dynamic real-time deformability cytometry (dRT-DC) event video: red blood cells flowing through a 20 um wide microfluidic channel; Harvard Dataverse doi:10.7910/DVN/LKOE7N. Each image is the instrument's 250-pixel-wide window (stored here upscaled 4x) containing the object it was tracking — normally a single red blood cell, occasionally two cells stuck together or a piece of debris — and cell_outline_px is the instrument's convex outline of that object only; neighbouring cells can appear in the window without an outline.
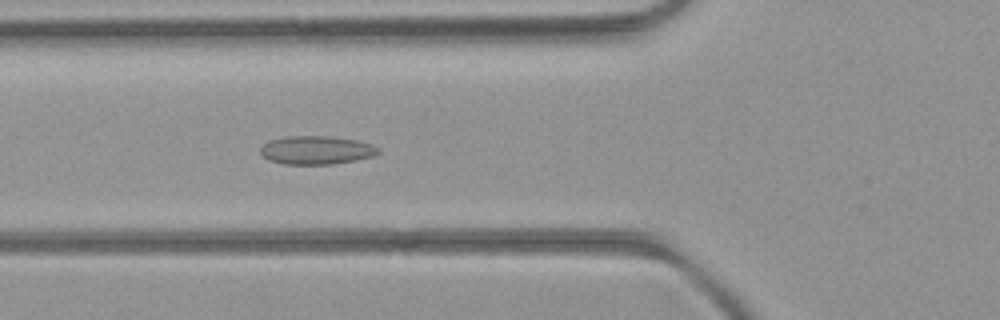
{"species": "common noctule bat (a hibernating species)", "species_latin": "Nyctalus noctula", "temperature_condition": "room temperature", "stored_images_in_passage": 20, "camera_frame_rate_fps": 3000, "um_per_image_px": 0.085, "animal": {"sex": "female", "body_mass_g": 21.9}, "frame": {"image": 1, "passage_image": 7, "time_ms": 2.0, "image_size_px": [1000, 320], "cell_outline_px": [[380, 152], [372, 156], [356, 160], [332, 164], [284, 164], [268, 160], [260, 156], [260, 148], [268, 140], [288, 136], [328, 136], [356, 140], [372, 144], [380, 148]], "centroid_in_image_um": [26.86, 12.76], "position_along_channel_um": 98.9, "area_um2": 19.65}}
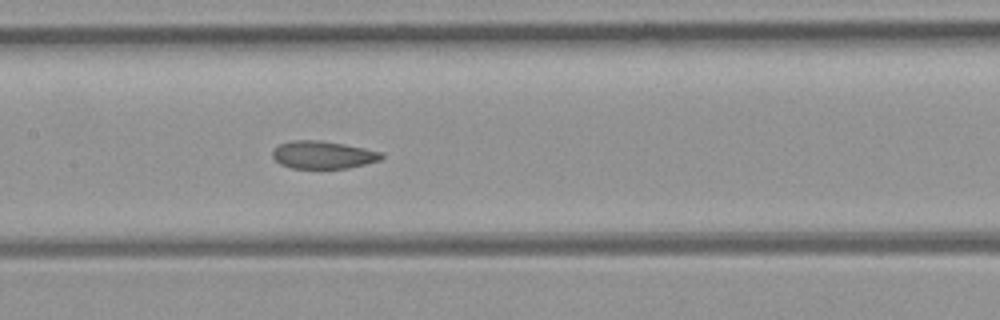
{"frame": {"image": 2, "passage_image": 13, "time_ms": 4.0, "image_size_px": [1000, 320], "cell_outline_px": [[384, 156], [380, 160], [348, 168], [292, 168], [280, 164], [272, 156], [272, 152], [280, 144], [292, 140], [320, 140], [344, 144], [364, 148], [380, 152]], "centroid_in_image_um": [27.44, 13.16], "position_along_channel_um": 180.0, "area_um2": 17.4}}
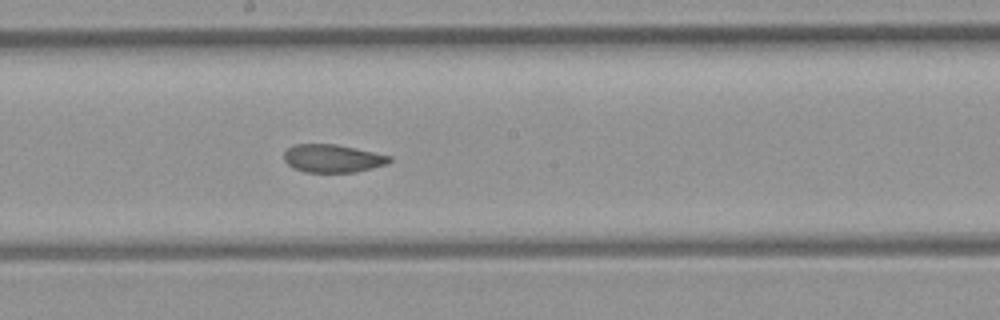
{"frame": {"image": 3, "passage_image": 16, "time_ms": 5.0, "image_size_px": [1000, 320], "cell_outline_px": [[392, 160], [388, 164], [356, 172], [304, 172], [292, 168], [284, 160], [284, 152], [288, 148], [296, 144], [336, 144], [392, 156]], "centroid_in_image_um": [28.28, 13.47], "position_along_channel_um": 219.9, "area_um2": 17.28}}